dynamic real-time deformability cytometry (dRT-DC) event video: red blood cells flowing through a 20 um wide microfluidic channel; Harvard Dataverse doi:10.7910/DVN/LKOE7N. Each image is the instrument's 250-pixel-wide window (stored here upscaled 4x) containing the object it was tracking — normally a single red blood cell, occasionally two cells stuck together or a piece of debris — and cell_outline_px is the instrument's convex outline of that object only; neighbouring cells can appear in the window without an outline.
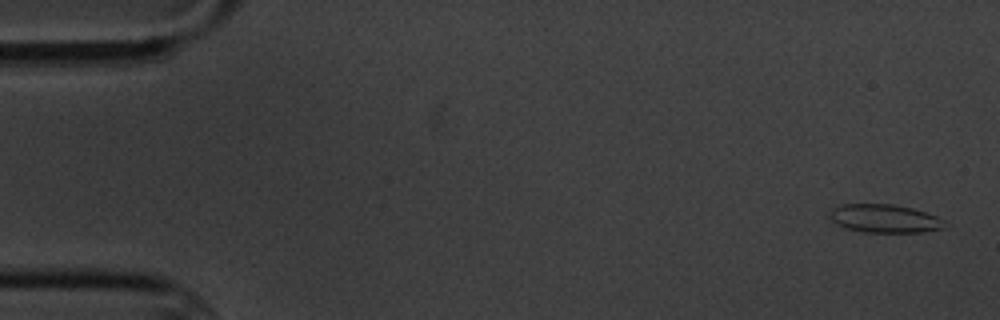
{"species": "common noctule bat (a hibernating species)", "species_latin": "Nyctalus noctula", "temperature_condition": "cold", "stored_images_in_passage": 6, "camera_frame_rate_fps": 3000, "um_per_image_px": 0.085, "animal": {"sex": "male", "body_mass_g": 20.1, "forearm_length_mm": 53.5}, "frame": {"image": 1, "passage_image": 1, "time_ms": 0.0, "image_size_px": [1000, 320], "cell_outline_px": [[948, 224], [944, 228], [924, 232], [864, 232], [844, 228], [836, 224], [828, 216], [832, 208], [840, 204], [892, 204], [912, 208], [936, 216], [944, 220]], "centroid_in_image_um": [75.18, 18.58], "position_along_channel_um": 9.8, "area_um2": 19.13}}